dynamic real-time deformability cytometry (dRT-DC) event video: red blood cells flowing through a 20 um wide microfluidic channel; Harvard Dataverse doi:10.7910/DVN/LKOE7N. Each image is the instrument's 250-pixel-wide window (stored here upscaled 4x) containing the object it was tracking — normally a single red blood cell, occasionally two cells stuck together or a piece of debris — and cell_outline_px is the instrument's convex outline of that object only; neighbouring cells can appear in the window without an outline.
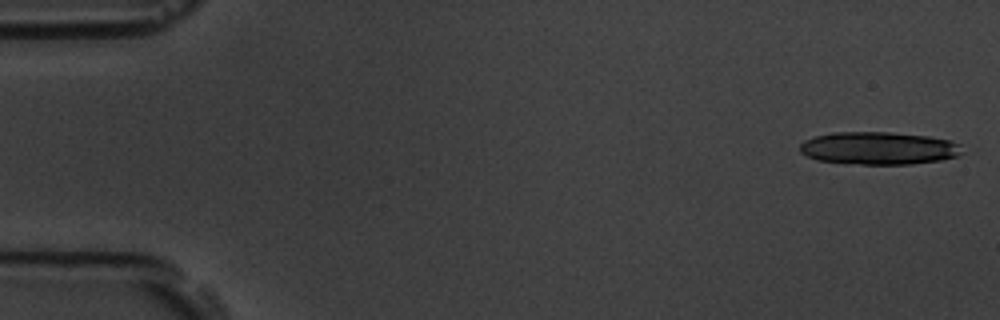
{"species": "common noctule bat (a hibernating species)", "species_latin": "Nyctalus noctula", "temperature_condition": "room temperature", "stored_images_in_passage": 7, "camera_frame_rate_fps": 3000, "um_per_image_px": 0.085, "animal": {"sex": "male", "body_mass_g": 19.5, "forearm_length_mm": 54.6}, "frame": {"image": 1, "passage_image": 1, "time_ms": 0.0, "image_size_px": [1000, 320], "cell_outline_px": [[964, 152], [956, 156], [940, 160], [912, 164], [860, 164], [816, 160], [800, 152], [800, 144], [804, 140], [816, 136], [832, 132], [888, 132], [928, 136], [952, 140], [960, 144]], "centroid_in_image_um": [74.71, 12.59], "position_along_channel_um": 10.3, "area_um2": 30.98}}
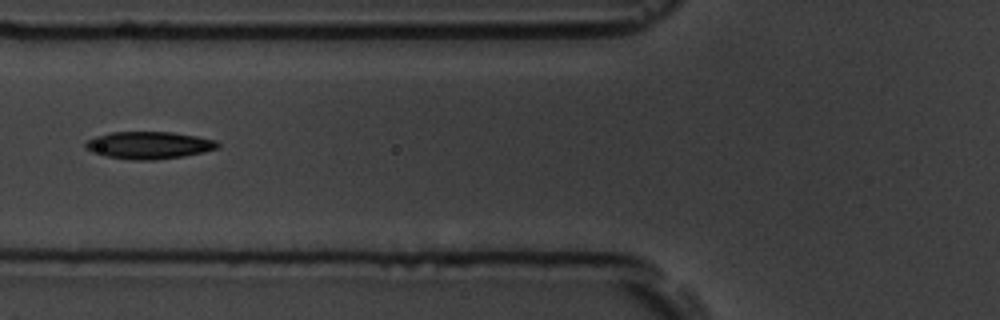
{"frame": {"image": 2, "passage_image": 7, "time_ms": 7.0, "image_size_px": [1000, 320], "cell_outline_px": [[220, 148], [204, 152], [184, 156], [152, 160], [132, 160], [104, 156], [92, 152], [84, 148], [84, 140], [96, 136], [112, 132], [172, 132], [196, 136], [216, 140], [220, 144]], "centroid_in_image_um": [12.64, 12.34], "position_along_channel_um": 113.2, "area_um2": 21.27}}